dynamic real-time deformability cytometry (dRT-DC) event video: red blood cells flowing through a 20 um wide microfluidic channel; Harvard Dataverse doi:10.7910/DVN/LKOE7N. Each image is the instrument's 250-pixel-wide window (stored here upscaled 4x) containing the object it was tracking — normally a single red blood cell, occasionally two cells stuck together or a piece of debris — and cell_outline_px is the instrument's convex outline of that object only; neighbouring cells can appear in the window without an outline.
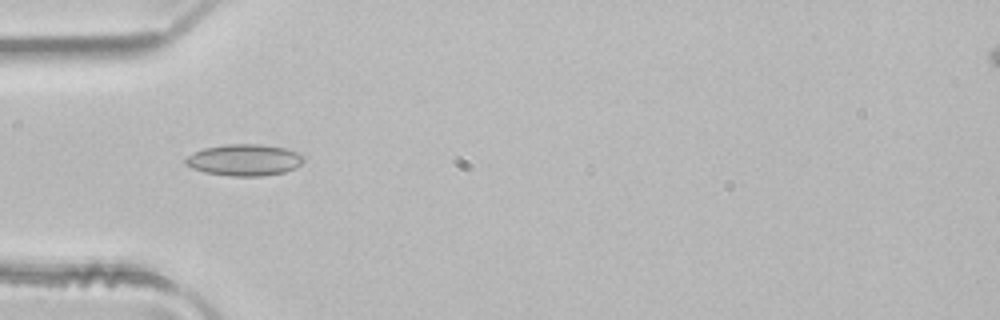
{"species": "common noctule bat (a hibernating species)", "species_latin": "Nyctalus noctula", "temperature_condition": "room temperature", "stored_images_in_passage": 2, "camera_frame_rate_fps": 3000, "um_per_image_px": 0.085, "animal": {"sex": "male", "body_mass_g": 21.5, "forearm_length_mm": 52.0}, "frame": {"image": 1, "passage_image": 2, "time_ms": 0.333, "image_size_px": [1000, 320], "cell_outline_px": [[304, 160], [296, 168], [284, 172], [260, 176], [232, 176], [204, 172], [192, 168], [184, 164], [184, 160], [188, 156], [204, 148], [228, 144], [260, 144], [284, 148], [296, 152], [304, 156]], "centroid_in_image_um": [20.77, 13.6], "position_along_channel_um": 64.2, "area_um2": 21.56}}